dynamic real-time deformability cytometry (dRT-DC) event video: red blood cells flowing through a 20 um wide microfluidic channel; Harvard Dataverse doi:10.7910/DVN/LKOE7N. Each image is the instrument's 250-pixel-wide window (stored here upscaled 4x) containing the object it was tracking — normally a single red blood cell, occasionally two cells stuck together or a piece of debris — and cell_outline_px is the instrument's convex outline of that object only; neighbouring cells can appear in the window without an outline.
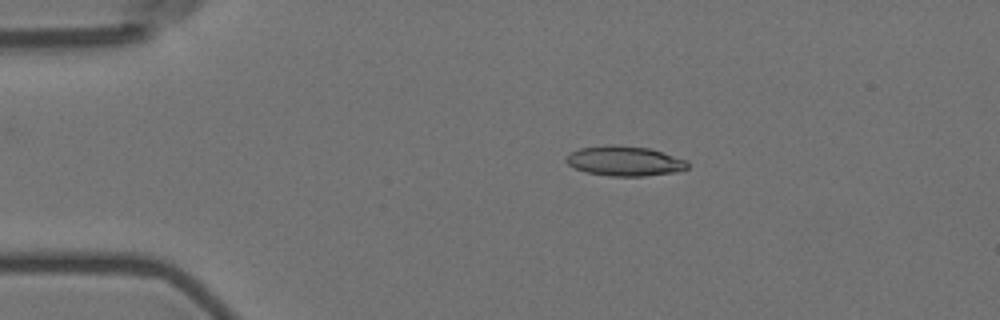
{"species": "Egyptian fruit bat (a non-hibernating species)", "species_latin": "Rousettus aegyptiacus", "temperature_condition": "room temperature", "stored_images_in_passage": 4, "camera_frame_rate_fps": 3000, "um_per_image_px": 0.085, "animal": {"sex": "female"}, "frame": {"image": 1, "passage_image": 2, "time_ms": 1.333, "image_size_px": [1000, 320], "cell_outline_px": [[688, 168], [676, 172], [644, 176], [608, 176], [584, 172], [568, 164], [564, 160], [572, 152], [580, 148], [608, 144], [612, 144], [648, 148], [684, 160], [688, 164]], "centroid_in_image_um": [53.04, 13.69], "position_along_channel_um": 32.0, "area_um2": 20.92}}
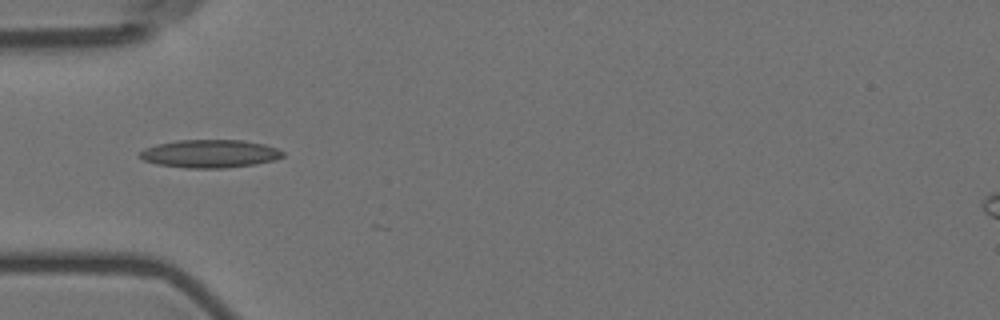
{"frame": {"image": 2, "passage_image": 4, "time_ms": 3.667, "image_size_px": [1000, 320], "cell_outline_px": [[284, 156], [276, 160], [256, 164], [224, 168], [184, 168], [156, 164], [144, 160], [136, 156], [144, 148], [156, 144], [176, 140], [244, 140], [264, 144], [276, 148], [284, 152]], "centroid_in_image_um": [17.82, 13.06], "position_along_channel_um": 67.2, "area_um2": 23.64}}